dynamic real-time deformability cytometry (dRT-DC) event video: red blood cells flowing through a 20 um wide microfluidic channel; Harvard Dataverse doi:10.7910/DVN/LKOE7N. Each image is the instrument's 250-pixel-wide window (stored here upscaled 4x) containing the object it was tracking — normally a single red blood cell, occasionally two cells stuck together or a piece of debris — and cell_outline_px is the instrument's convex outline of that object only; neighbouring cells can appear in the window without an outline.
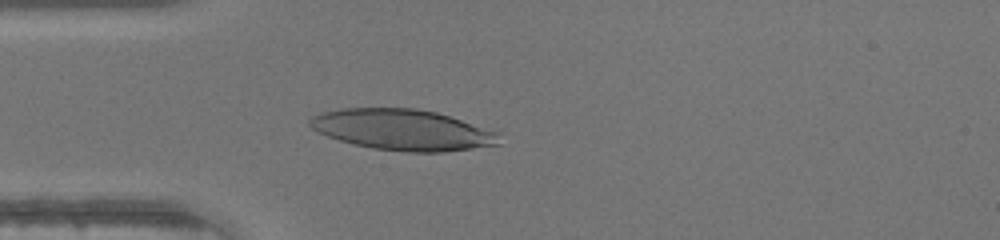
{"species": "human", "species_latin": "Homo sapiens", "temperature_condition": "warm", "stored_images_in_passage": 45, "camera_frame_rate_fps": 3000, "um_per_image_px": 0.085, "donor": {"sex": "male"}, "frame": {"image": 1, "passage_image": 12, "time_ms": 3.667, "image_size_px": [1000, 240], "cell_outline_px": [[500, 144], [444, 152], [408, 152], [372, 148], [340, 140], [316, 132], [308, 124], [308, 120], [312, 116], [320, 112], [340, 108], [416, 108], [436, 112], [496, 132]], "centroid_in_image_um": [34.14, 11.02], "position_along_channel_um": 50.9, "area_um2": 44.74}}
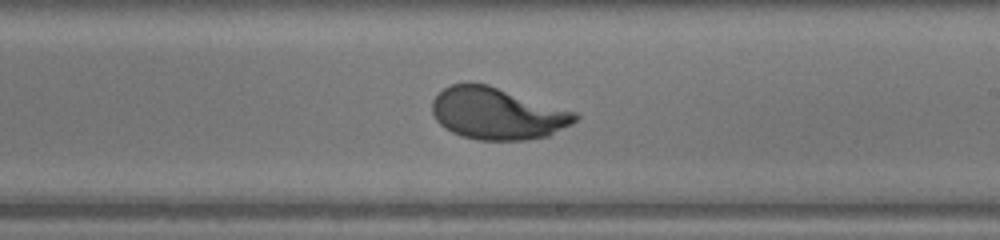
{"frame": {"image": 2, "passage_image": 26, "time_ms": 8.333, "image_size_px": [1000, 240], "cell_outline_px": [[580, 116], [572, 124], [548, 136], [528, 140], [476, 140], [460, 136], [444, 128], [436, 120], [432, 112], [432, 100], [444, 88], [452, 84], [468, 80], [488, 84], [580, 112]], "centroid_in_image_um": [42.29, 9.63], "position_along_channel_um": 246.7, "area_um2": 44.16}}
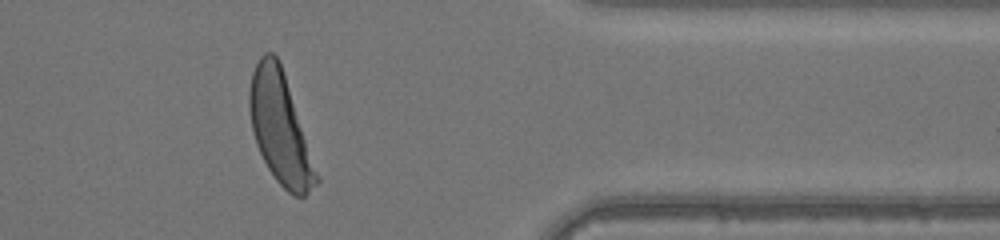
{"frame": {"image": 3, "passage_image": 37, "time_ms": 12.0, "image_size_px": [1000, 240], "cell_outline_px": [[320, 180], [304, 196], [292, 196], [276, 180], [268, 168], [256, 144], [252, 132], [248, 108], [248, 92], [252, 72], [260, 56], [264, 52], [272, 52], [276, 56], [280, 64], [320, 176]], "centroid_in_image_um": [23.79, 10.91], "position_along_channel_um": 387.6, "area_um2": 42.89}}